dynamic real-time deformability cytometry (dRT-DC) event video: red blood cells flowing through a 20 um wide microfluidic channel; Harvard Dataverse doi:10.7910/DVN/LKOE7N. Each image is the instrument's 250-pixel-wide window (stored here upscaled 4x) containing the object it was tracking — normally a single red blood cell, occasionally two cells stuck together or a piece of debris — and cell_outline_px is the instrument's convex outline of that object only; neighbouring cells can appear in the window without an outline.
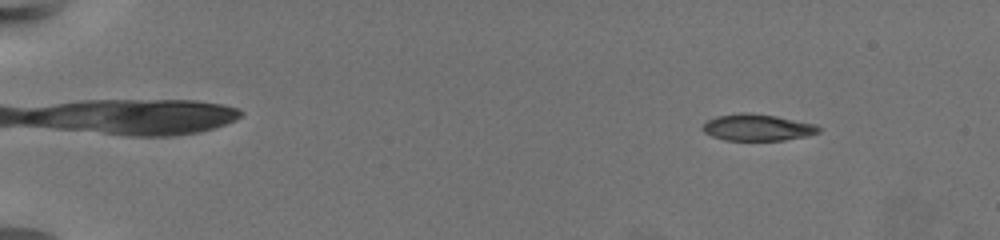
{"species": "common noctule bat (a hibernating species)", "species_latin": "Nyctalus noctula", "temperature_condition": "warm", "stored_images_in_passage": 65, "camera_frame_rate_fps": 3000, "um_per_image_px": 0.085, "animal": {"sex": "female", "body_mass_g": 19.5, "forearm_length_mm": 54.1}, "frame": {"image": 1, "passage_image": 8, "time_ms": 2.333, "image_size_px": [1000, 240], "cell_outline_px": [[820, 132], [808, 136], [784, 140], [724, 140], [712, 136], [704, 132], [700, 128], [708, 120], [716, 116], [740, 112], [748, 112], [776, 116], [816, 124], [820, 128]], "centroid_in_image_um": [64.37, 10.83], "position_along_channel_um": 20.6, "area_um2": 18.09}}
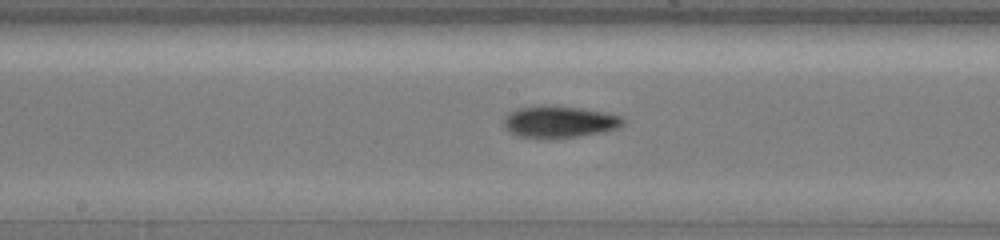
{"frame": {"image": 2, "passage_image": 37, "time_ms": 12.0, "image_size_px": [1000, 240], "cell_outline_px": [[624, 124], [608, 132], [556, 140], [536, 140], [516, 136], [508, 132], [504, 128], [504, 116], [516, 108], [544, 104], [580, 108], [620, 116], [624, 120]], "centroid_in_image_um": [47.46, 10.4], "position_along_channel_um": 200.7, "area_um2": 23.06}}
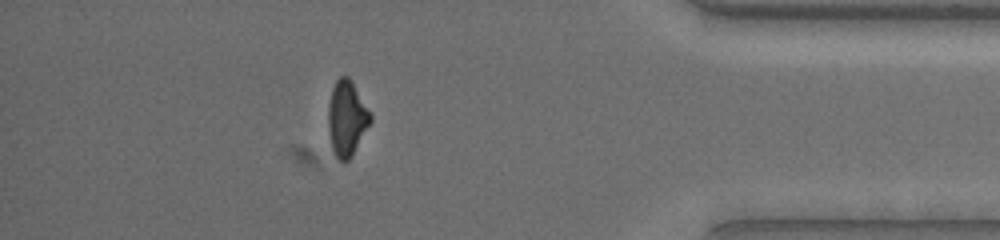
{"frame": {"image": 3, "passage_image": 58, "time_ms": 19.0, "image_size_px": [1000, 240], "cell_outline_px": [[372, 120], [352, 156], [344, 164], [336, 160], [332, 152], [328, 124], [328, 104], [332, 88], [336, 80], [340, 76], [348, 76], [372, 112]], "centroid_in_image_um": [29.48, 10.09], "position_along_channel_um": 405.7, "area_um2": 18.9}, "authors_computed_cell_mechanics": {"area_um2": 19.363, "velocity_mm_per_s": 3.3534, "shape_relaxation_time_tau1_ms": 3.4264, "shape_relaxation_time_tau2_ms": 8.2077, "deformation_change_tau1": 0.1494, "deformation_change_tau2": 0.1515}}